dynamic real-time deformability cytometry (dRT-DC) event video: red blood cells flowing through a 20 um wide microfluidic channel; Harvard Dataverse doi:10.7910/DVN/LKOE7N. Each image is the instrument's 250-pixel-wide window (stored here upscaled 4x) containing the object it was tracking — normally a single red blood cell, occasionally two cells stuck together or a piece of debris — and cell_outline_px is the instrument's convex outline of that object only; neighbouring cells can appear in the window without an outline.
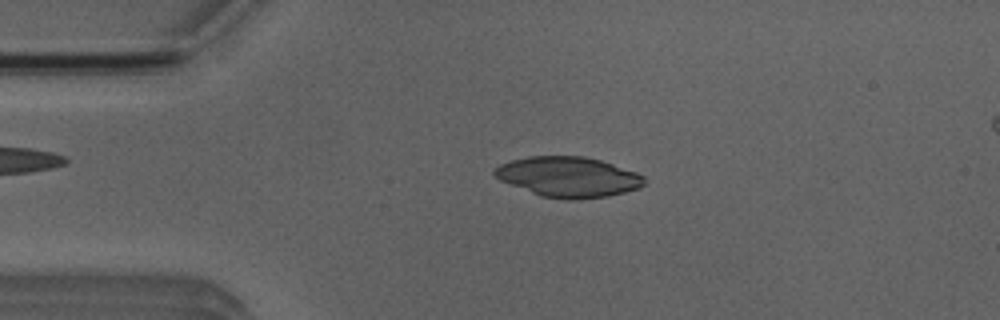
{"species": "Egyptian fruit bat (a non-hibernating species)", "species_latin": "Rousettus aegyptiacus", "temperature_condition": "room temperature", "stored_images_in_passage": 51, "camera_frame_rate_fps": 3000, "um_per_image_px": 0.085, "animal": {"sex": "male"}, "frame": {"image": 1, "passage_image": 10, "time_ms": 3.0, "image_size_px": [1000, 320], "cell_outline_px": [[644, 184], [640, 188], [608, 196], [576, 200], [568, 200], [540, 196], [500, 180], [492, 172], [492, 168], [500, 164], [512, 160], [528, 156], [584, 156], [600, 160], [636, 172], [644, 176]], "centroid_in_image_um": [48.29, 15.04], "position_along_channel_um": 36.7, "area_um2": 35.14}}
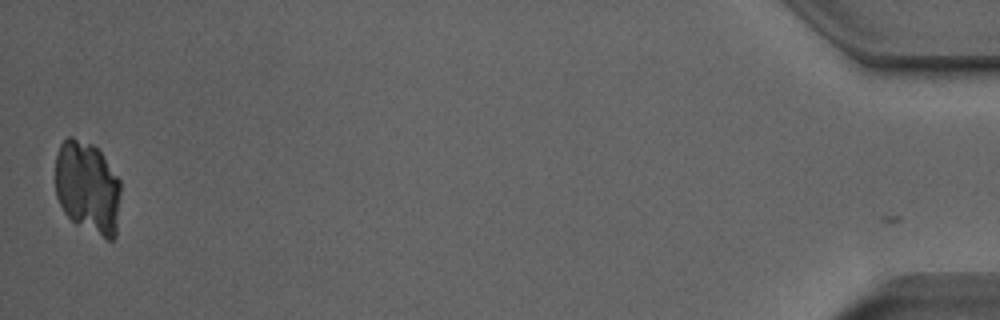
{"frame": {"image": 2, "passage_image": 50, "time_ms": 16.333, "image_size_px": [1000, 320], "cell_outline_px": [[120, 196], [116, 236], [112, 240], [108, 240], [76, 224], [64, 212], [56, 196], [56, 156], [60, 144], [68, 136], [72, 136], [92, 144], [100, 152], [120, 180]], "centroid_in_image_um": [7.45, 15.94], "position_along_channel_um": 427.8, "area_um2": 35.26}}